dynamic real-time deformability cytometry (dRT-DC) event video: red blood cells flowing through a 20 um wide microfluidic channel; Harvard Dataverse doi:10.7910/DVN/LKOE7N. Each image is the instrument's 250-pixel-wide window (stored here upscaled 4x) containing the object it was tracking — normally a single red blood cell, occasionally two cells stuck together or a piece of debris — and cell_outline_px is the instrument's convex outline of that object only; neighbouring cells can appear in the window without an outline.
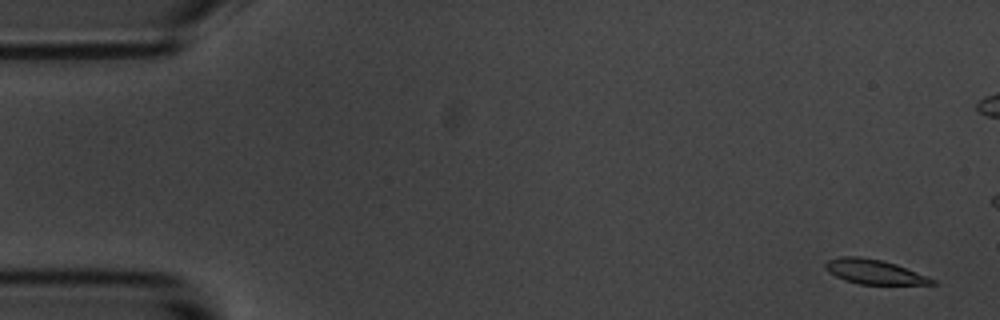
{"species": "common noctule bat (a hibernating species)", "species_latin": "Nyctalus noctula", "temperature_condition": "room temperature", "stored_images_in_passage": 6, "camera_frame_rate_fps": 3000, "um_per_image_px": 0.085, "animal": {"sex": "male", "body_mass_g": 20.1, "forearm_length_mm": 53.5}, "frame": {"image": 1, "passage_image": 1, "time_ms": 0.0, "image_size_px": [1000, 320], "cell_outline_px": [[940, 284], [860, 284], [844, 280], [828, 272], [824, 268], [824, 264], [828, 260], [840, 256], [860, 256], [880, 260], [896, 264], [928, 276], [936, 280]], "centroid_in_image_um": [74.3, 23.1], "position_along_channel_um": 10.7, "area_um2": 15.32}}